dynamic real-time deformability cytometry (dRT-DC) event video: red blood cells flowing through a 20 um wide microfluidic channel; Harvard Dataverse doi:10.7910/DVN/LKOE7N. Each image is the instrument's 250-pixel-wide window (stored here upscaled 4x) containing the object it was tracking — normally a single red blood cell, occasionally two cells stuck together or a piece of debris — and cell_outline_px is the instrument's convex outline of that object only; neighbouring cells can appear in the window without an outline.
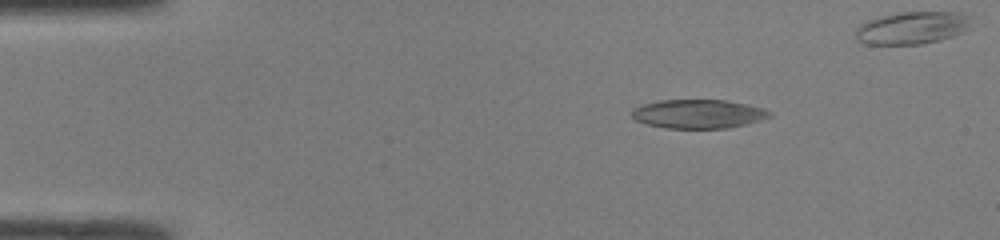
{"species": "common noctule bat (a hibernating species)", "species_latin": "Nyctalus noctula", "temperature_condition": "room temperature", "stored_images_in_passage": 51, "camera_frame_rate_fps": 3000, "um_per_image_px": 0.085, "animal": {"sex": "male", "body_mass_g": 19.0, "forearm_length_mm": 50.8}, "frame": {"image": 1, "passage_image": 5, "time_ms": 1.333, "image_size_px": [1000, 240], "cell_outline_px": [[772, 116], [760, 120], [728, 128], [664, 128], [648, 124], [636, 120], [632, 116], [632, 108], [644, 104], [660, 100], [728, 100], [748, 104], [764, 108], [772, 112]], "centroid_in_image_um": [59.38, 9.67], "position_along_channel_um": 25.6, "area_um2": 23.18}}
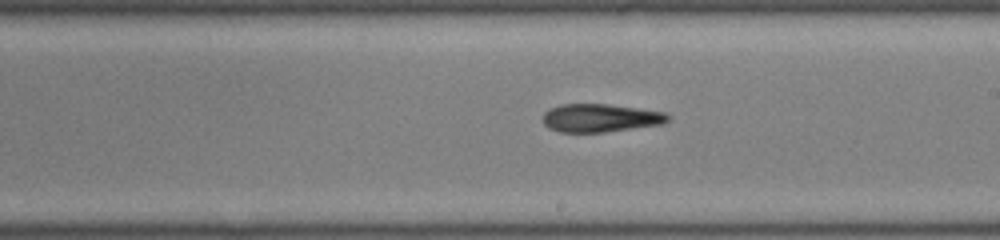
{"frame": {"image": 2, "passage_image": 25, "time_ms": 8.0, "image_size_px": [1000, 240], "cell_outline_px": [[672, 116], [664, 124], [604, 132], [560, 132], [548, 128], [544, 124], [544, 112], [548, 108], [560, 104], [608, 104], [664, 112]], "centroid_in_image_um": [51.02, 10.02], "position_along_channel_um": 238.0, "area_um2": 20.58}}
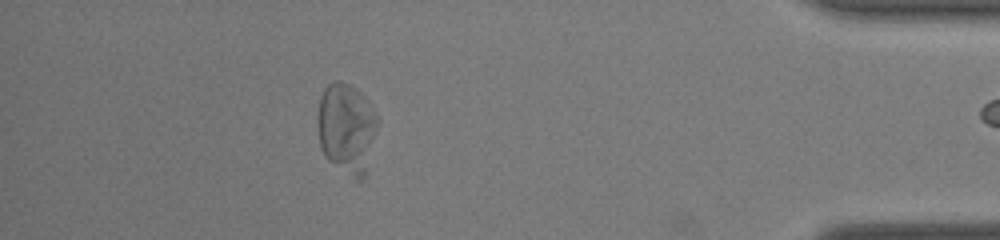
{"frame": {"image": 3, "passage_image": 40, "time_ms": 13.0, "image_size_px": [1000, 240], "cell_outline_px": [[380, 120], [364, 176], [360, 180], [328, 160], [324, 156], [320, 144], [316, 120], [320, 96], [324, 88], [328, 84], [336, 80], [340, 80], [356, 88], [364, 96], [376, 112]], "centroid_in_image_um": [29.45, 10.83], "position_along_channel_um": 405.7, "area_um2": 31.56}, "authors_computed_cell_mechanics": {"area_um2": 21.0392, "velocity_mm_per_s": 4.2752, "shape_relaxation_time_tau1_ms": 5.0773, "shape_relaxation_time_tau2_ms": 3.5934, "deformation_change_tau1": 0.1469, "deformation_change_tau2": 0.1697}}